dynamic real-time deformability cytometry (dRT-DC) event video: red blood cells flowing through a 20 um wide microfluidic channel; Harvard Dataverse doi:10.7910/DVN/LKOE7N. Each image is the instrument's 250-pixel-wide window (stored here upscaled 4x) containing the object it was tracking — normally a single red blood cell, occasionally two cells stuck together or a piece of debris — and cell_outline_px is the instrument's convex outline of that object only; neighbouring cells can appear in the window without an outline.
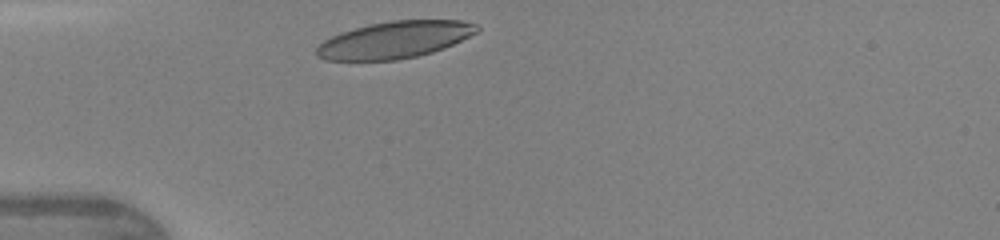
{"species": "human", "species_latin": "Homo sapiens", "temperature_condition": "warm", "stored_images_in_passage": 26, "camera_frame_rate_fps": 3000, "um_per_image_px": 0.085, "donor": {"sex": "female"}, "frame": {"image": 1, "passage_image": 1, "time_ms": 0.0, "image_size_px": [1000, 240], "cell_outline_px": [[480, 32], [444, 48], [432, 52], [416, 56], [396, 60], [324, 60], [316, 56], [316, 48], [324, 40], [340, 32], [372, 24], [392, 20], [460, 20], [480, 24]], "centroid_in_image_um": [33.6, 3.38], "position_along_channel_um": 51.4, "area_um2": 34.56}, "authors_computed_cell_mechanics": {"area_um2": 36.125, "velocity_mm_per_s": 4.3046, "shape_relaxation_time_tau1_ms": 2.6764, "shape_relaxation_time_tau2_ms": 0.6404, "deformation_change_tau1": 0.1603, "deformation_change_tau2": 0.0737}}